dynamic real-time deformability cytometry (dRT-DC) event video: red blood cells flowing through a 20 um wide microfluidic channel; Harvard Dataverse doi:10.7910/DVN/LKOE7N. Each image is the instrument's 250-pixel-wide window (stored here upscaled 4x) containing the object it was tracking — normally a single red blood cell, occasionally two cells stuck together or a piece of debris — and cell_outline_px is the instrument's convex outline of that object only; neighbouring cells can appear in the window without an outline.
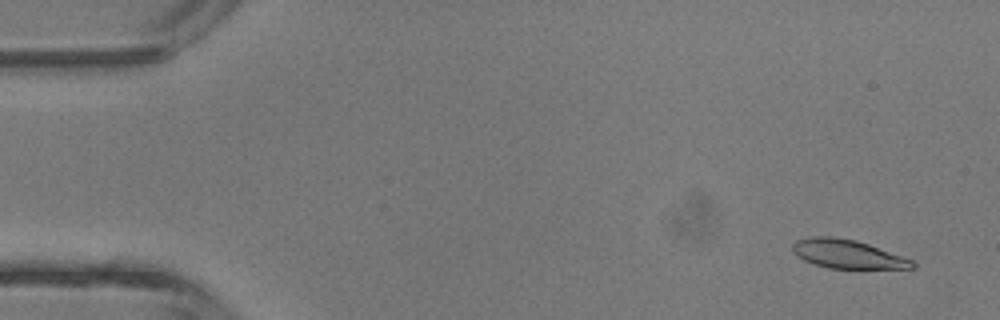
{"species": "common noctule bat (a hibernating species)", "species_latin": "Nyctalus noctula", "temperature_condition": "room temperature", "stored_images_in_passage": 4, "camera_frame_rate_fps": 3000, "um_per_image_px": 0.085, "animal": {"sex": "male", "body_mass_g": 13.3}, "frame": {"image": 1, "passage_image": 1, "time_ms": 0.0, "image_size_px": [1000, 320], "cell_outline_px": [[916, 268], [828, 268], [804, 260], [796, 256], [792, 252], [792, 244], [796, 240], [808, 236], [832, 236], [856, 240], [916, 260]], "centroid_in_image_um": [72.04, 21.58], "position_along_channel_um": 13.0, "area_um2": 20.23}}
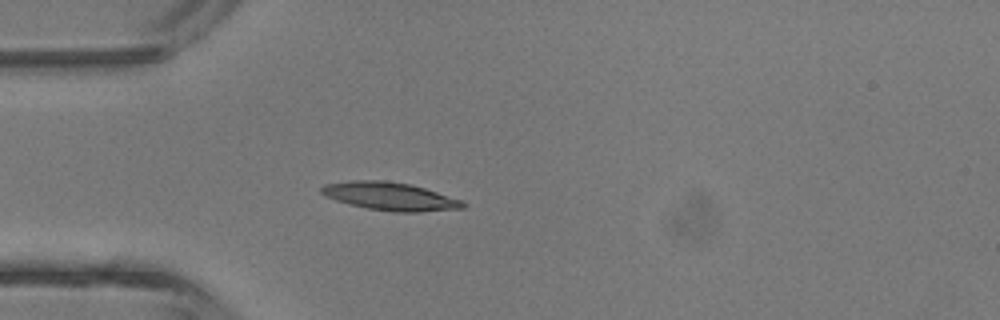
{"frame": {"image": 2, "passage_image": 4, "time_ms": 3.333, "image_size_px": [1000, 320], "cell_outline_px": [[468, 204], [464, 208], [420, 212], [392, 212], [368, 208], [348, 204], [324, 196], [320, 192], [320, 188], [324, 184], [352, 180], [384, 180], [408, 184], [424, 188], [460, 200]], "centroid_in_image_um": [33.11, 16.69], "position_along_channel_um": 51.9, "area_um2": 23.06}}